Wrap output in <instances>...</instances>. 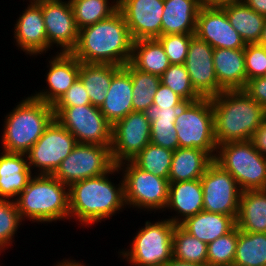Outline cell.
Segmentation results:
<instances>
[{"instance_id":"obj_1","label":"cell","mask_w":266,"mask_h":266,"mask_svg":"<svg viewBox=\"0 0 266 266\" xmlns=\"http://www.w3.org/2000/svg\"><path fill=\"white\" fill-rule=\"evenodd\" d=\"M120 173L115 165L107 173L71 184L69 186V222L70 219H74L80 222L82 227H89L110 219L127 208L123 177L116 185L109 177Z\"/></svg>"},{"instance_id":"obj_2","label":"cell","mask_w":266,"mask_h":266,"mask_svg":"<svg viewBox=\"0 0 266 266\" xmlns=\"http://www.w3.org/2000/svg\"><path fill=\"white\" fill-rule=\"evenodd\" d=\"M132 36L123 15L117 10L110 17L79 30V39L71 52L82 63L125 66L130 62Z\"/></svg>"},{"instance_id":"obj_3","label":"cell","mask_w":266,"mask_h":266,"mask_svg":"<svg viewBox=\"0 0 266 266\" xmlns=\"http://www.w3.org/2000/svg\"><path fill=\"white\" fill-rule=\"evenodd\" d=\"M217 146L251 140L266 118V110L243 89L224 90L211 98Z\"/></svg>"},{"instance_id":"obj_4","label":"cell","mask_w":266,"mask_h":266,"mask_svg":"<svg viewBox=\"0 0 266 266\" xmlns=\"http://www.w3.org/2000/svg\"><path fill=\"white\" fill-rule=\"evenodd\" d=\"M14 201L23 221L44 224L69 220V186L53 175H34Z\"/></svg>"},{"instance_id":"obj_5","label":"cell","mask_w":266,"mask_h":266,"mask_svg":"<svg viewBox=\"0 0 266 266\" xmlns=\"http://www.w3.org/2000/svg\"><path fill=\"white\" fill-rule=\"evenodd\" d=\"M54 119L52 105L32 95L24 97L3 119L2 150L27 154Z\"/></svg>"},{"instance_id":"obj_6","label":"cell","mask_w":266,"mask_h":266,"mask_svg":"<svg viewBox=\"0 0 266 266\" xmlns=\"http://www.w3.org/2000/svg\"><path fill=\"white\" fill-rule=\"evenodd\" d=\"M175 224L168 218L145 221L132 238L129 248L118 254L131 266H164L173 257V232Z\"/></svg>"},{"instance_id":"obj_7","label":"cell","mask_w":266,"mask_h":266,"mask_svg":"<svg viewBox=\"0 0 266 266\" xmlns=\"http://www.w3.org/2000/svg\"><path fill=\"white\" fill-rule=\"evenodd\" d=\"M213 161L235 178L242 191L266 189V157L251 140L218 145Z\"/></svg>"},{"instance_id":"obj_8","label":"cell","mask_w":266,"mask_h":266,"mask_svg":"<svg viewBox=\"0 0 266 266\" xmlns=\"http://www.w3.org/2000/svg\"><path fill=\"white\" fill-rule=\"evenodd\" d=\"M175 125L179 147L201 149L214 159L217 142L211 98L186 102L178 112Z\"/></svg>"},{"instance_id":"obj_9","label":"cell","mask_w":266,"mask_h":266,"mask_svg":"<svg viewBox=\"0 0 266 266\" xmlns=\"http://www.w3.org/2000/svg\"><path fill=\"white\" fill-rule=\"evenodd\" d=\"M124 180L125 203L128 208L146 212H164L169 193V180L138 168L132 161L117 165Z\"/></svg>"},{"instance_id":"obj_10","label":"cell","mask_w":266,"mask_h":266,"mask_svg":"<svg viewBox=\"0 0 266 266\" xmlns=\"http://www.w3.org/2000/svg\"><path fill=\"white\" fill-rule=\"evenodd\" d=\"M53 110L55 119L76 138L77 143L111 147L112 125L98 107L89 104Z\"/></svg>"},{"instance_id":"obj_11","label":"cell","mask_w":266,"mask_h":266,"mask_svg":"<svg viewBox=\"0 0 266 266\" xmlns=\"http://www.w3.org/2000/svg\"><path fill=\"white\" fill-rule=\"evenodd\" d=\"M115 166L111 149L95 144H77L61 161L53 176L61 183L71 184L109 172Z\"/></svg>"},{"instance_id":"obj_12","label":"cell","mask_w":266,"mask_h":266,"mask_svg":"<svg viewBox=\"0 0 266 266\" xmlns=\"http://www.w3.org/2000/svg\"><path fill=\"white\" fill-rule=\"evenodd\" d=\"M77 144L76 138L54 119L26 154L28 166L35 175H53Z\"/></svg>"},{"instance_id":"obj_13","label":"cell","mask_w":266,"mask_h":266,"mask_svg":"<svg viewBox=\"0 0 266 266\" xmlns=\"http://www.w3.org/2000/svg\"><path fill=\"white\" fill-rule=\"evenodd\" d=\"M200 180L203 210L237 219L242 190L235 178L213 161Z\"/></svg>"},{"instance_id":"obj_14","label":"cell","mask_w":266,"mask_h":266,"mask_svg":"<svg viewBox=\"0 0 266 266\" xmlns=\"http://www.w3.org/2000/svg\"><path fill=\"white\" fill-rule=\"evenodd\" d=\"M151 140V122L144 112L132 111L112 126L111 157L115 165L131 161Z\"/></svg>"},{"instance_id":"obj_15","label":"cell","mask_w":266,"mask_h":266,"mask_svg":"<svg viewBox=\"0 0 266 266\" xmlns=\"http://www.w3.org/2000/svg\"><path fill=\"white\" fill-rule=\"evenodd\" d=\"M42 8L48 40V51L56 45L59 53H71L79 39V29L69 0H47L37 3Z\"/></svg>"},{"instance_id":"obj_16","label":"cell","mask_w":266,"mask_h":266,"mask_svg":"<svg viewBox=\"0 0 266 266\" xmlns=\"http://www.w3.org/2000/svg\"><path fill=\"white\" fill-rule=\"evenodd\" d=\"M213 52L214 48L204 40L196 35L191 38L184 65L193 88L202 98H212L224 91L217 81Z\"/></svg>"},{"instance_id":"obj_17","label":"cell","mask_w":266,"mask_h":266,"mask_svg":"<svg viewBox=\"0 0 266 266\" xmlns=\"http://www.w3.org/2000/svg\"><path fill=\"white\" fill-rule=\"evenodd\" d=\"M164 0H118L132 39H157L161 36Z\"/></svg>"},{"instance_id":"obj_18","label":"cell","mask_w":266,"mask_h":266,"mask_svg":"<svg viewBox=\"0 0 266 266\" xmlns=\"http://www.w3.org/2000/svg\"><path fill=\"white\" fill-rule=\"evenodd\" d=\"M195 35L214 49H241L246 46L221 7L200 8Z\"/></svg>"},{"instance_id":"obj_19","label":"cell","mask_w":266,"mask_h":266,"mask_svg":"<svg viewBox=\"0 0 266 266\" xmlns=\"http://www.w3.org/2000/svg\"><path fill=\"white\" fill-rule=\"evenodd\" d=\"M48 60L49 68L45 74L46 89L31 95L48 105H54L78 78L80 61L72 53L58 51ZM48 87V88H47Z\"/></svg>"},{"instance_id":"obj_20","label":"cell","mask_w":266,"mask_h":266,"mask_svg":"<svg viewBox=\"0 0 266 266\" xmlns=\"http://www.w3.org/2000/svg\"><path fill=\"white\" fill-rule=\"evenodd\" d=\"M14 24L13 39L25 55L40 56L48 53V40L42 8L37 3H27Z\"/></svg>"},{"instance_id":"obj_21","label":"cell","mask_w":266,"mask_h":266,"mask_svg":"<svg viewBox=\"0 0 266 266\" xmlns=\"http://www.w3.org/2000/svg\"><path fill=\"white\" fill-rule=\"evenodd\" d=\"M169 209L176 213L168 218L175 225H180L187 218L201 212L203 210L201 180L170 182L168 201L164 211Z\"/></svg>"},{"instance_id":"obj_22","label":"cell","mask_w":266,"mask_h":266,"mask_svg":"<svg viewBox=\"0 0 266 266\" xmlns=\"http://www.w3.org/2000/svg\"><path fill=\"white\" fill-rule=\"evenodd\" d=\"M0 199L15 200L34 176L26 154L0 152Z\"/></svg>"},{"instance_id":"obj_23","label":"cell","mask_w":266,"mask_h":266,"mask_svg":"<svg viewBox=\"0 0 266 266\" xmlns=\"http://www.w3.org/2000/svg\"><path fill=\"white\" fill-rule=\"evenodd\" d=\"M132 97L131 75L121 67L113 75L107 96L99 108L112 126L133 111Z\"/></svg>"},{"instance_id":"obj_24","label":"cell","mask_w":266,"mask_h":266,"mask_svg":"<svg viewBox=\"0 0 266 266\" xmlns=\"http://www.w3.org/2000/svg\"><path fill=\"white\" fill-rule=\"evenodd\" d=\"M218 84L224 90L244 89L247 84L244 48H217L213 52Z\"/></svg>"},{"instance_id":"obj_25","label":"cell","mask_w":266,"mask_h":266,"mask_svg":"<svg viewBox=\"0 0 266 266\" xmlns=\"http://www.w3.org/2000/svg\"><path fill=\"white\" fill-rule=\"evenodd\" d=\"M200 0H164L161 35L195 34Z\"/></svg>"},{"instance_id":"obj_26","label":"cell","mask_w":266,"mask_h":266,"mask_svg":"<svg viewBox=\"0 0 266 266\" xmlns=\"http://www.w3.org/2000/svg\"><path fill=\"white\" fill-rule=\"evenodd\" d=\"M180 226L190 235L208 245L231 232L236 227V219L232 216L202 210L187 218Z\"/></svg>"},{"instance_id":"obj_27","label":"cell","mask_w":266,"mask_h":266,"mask_svg":"<svg viewBox=\"0 0 266 266\" xmlns=\"http://www.w3.org/2000/svg\"><path fill=\"white\" fill-rule=\"evenodd\" d=\"M213 158L198 148H177L172 157L169 182L200 179Z\"/></svg>"},{"instance_id":"obj_28","label":"cell","mask_w":266,"mask_h":266,"mask_svg":"<svg viewBox=\"0 0 266 266\" xmlns=\"http://www.w3.org/2000/svg\"><path fill=\"white\" fill-rule=\"evenodd\" d=\"M236 226L244 232L266 233V189L242 191Z\"/></svg>"},{"instance_id":"obj_29","label":"cell","mask_w":266,"mask_h":266,"mask_svg":"<svg viewBox=\"0 0 266 266\" xmlns=\"http://www.w3.org/2000/svg\"><path fill=\"white\" fill-rule=\"evenodd\" d=\"M180 108H159L157 105L152 104L144 112L151 122V143L172 151L179 148L175 119Z\"/></svg>"},{"instance_id":"obj_30","label":"cell","mask_w":266,"mask_h":266,"mask_svg":"<svg viewBox=\"0 0 266 266\" xmlns=\"http://www.w3.org/2000/svg\"><path fill=\"white\" fill-rule=\"evenodd\" d=\"M120 68L118 65L80 62L78 78L85 86L92 105L101 107L112 77Z\"/></svg>"},{"instance_id":"obj_31","label":"cell","mask_w":266,"mask_h":266,"mask_svg":"<svg viewBox=\"0 0 266 266\" xmlns=\"http://www.w3.org/2000/svg\"><path fill=\"white\" fill-rule=\"evenodd\" d=\"M232 27L240 34L245 44L258 43L266 17L258 14L242 0L221 6Z\"/></svg>"},{"instance_id":"obj_32","label":"cell","mask_w":266,"mask_h":266,"mask_svg":"<svg viewBox=\"0 0 266 266\" xmlns=\"http://www.w3.org/2000/svg\"><path fill=\"white\" fill-rule=\"evenodd\" d=\"M130 63L140 71L157 76H161L171 65L157 39L135 40Z\"/></svg>"},{"instance_id":"obj_33","label":"cell","mask_w":266,"mask_h":266,"mask_svg":"<svg viewBox=\"0 0 266 266\" xmlns=\"http://www.w3.org/2000/svg\"><path fill=\"white\" fill-rule=\"evenodd\" d=\"M233 266H266V233L238 229Z\"/></svg>"},{"instance_id":"obj_34","label":"cell","mask_w":266,"mask_h":266,"mask_svg":"<svg viewBox=\"0 0 266 266\" xmlns=\"http://www.w3.org/2000/svg\"><path fill=\"white\" fill-rule=\"evenodd\" d=\"M132 79L133 111L145 112L152 104L161 80L160 76L136 69L130 62L123 66Z\"/></svg>"},{"instance_id":"obj_35","label":"cell","mask_w":266,"mask_h":266,"mask_svg":"<svg viewBox=\"0 0 266 266\" xmlns=\"http://www.w3.org/2000/svg\"><path fill=\"white\" fill-rule=\"evenodd\" d=\"M78 29L110 17L118 10V0H69Z\"/></svg>"},{"instance_id":"obj_36","label":"cell","mask_w":266,"mask_h":266,"mask_svg":"<svg viewBox=\"0 0 266 266\" xmlns=\"http://www.w3.org/2000/svg\"><path fill=\"white\" fill-rule=\"evenodd\" d=\"M208 245L190 235L180 225L173 232V257L199 265H207Z\"/></svg>"},{"instance_id":"obj_37","label":"cell","mask_w":266,"mask_h":266,"mask_svg":"<svg viewBox=\"0 0 266 266\" xmlns=\"http://www.w3.org/2000/svg\"><path fill=\"white\" fill-rule=\"evenodd\" d=\"M174 151L149 143L131 161L141 170L168 179Z\"/></svg>"},{"instance_id":"obj_38","label":"cell","mask_w":266,"mask_h":266,"mask_svg":"<svg viewBox=\"0 0 266 266\" xmlns=\"http://www.w3.org/2000/svg\"><path fill=\"white\" fill-rule=\"evenodd\" d=\"M161 83L182 97L186 102H194L202 97L193 88L184 64H171L160 76Z\"/></svg>"},{"instance_id":"obj_39","label":"cell","mask_w":266,"mask_h":266,"mask_svg":"<svg viewBox=\"0 0 266 266\" xmlns=\"http://www.w3.org/2000/svg\"><path fill=\"white\" fill-rule=\"evenodd\" d=\"M238 227L208 244L207 266H233Z\"/></svg>"},{"instance_id":"obj_40","label":"cell","mask_w":266,"mask_h":266,"mask_svg":"<svg viewBox=\"0 0 266 266\" xmlns=\"http://www.w3.org/2000/svg\"><path fill=\"white\" fill-rule=\"evenodd\" d=\"M22 221L15 201L0 199V254L13 245Z\"/></svg>"},{"instance_id":"obj_41","label":"cell","mask_w":266,"mask_h":266,"mask_svg":"<svg viewBox=\"0 0 266 266\" xmlns=\"http://www.w3.org/2000/svg\"><path fill=\"white\" fill-rule=\"evenodd\" d=\"M194 35L195 34H166L161 35L157 40L161 43L171 64H185L188 47Z\"/></svg>"},{"instance_id":"obj_42","label":"cell","mask_w":266,"mask_h":266,"mask_svg":"<svg viewBox=\"0 0 266 266\" xmlns=\"http://www.w3.org/2000/svg\"><path fill=\"white\" fill-rule=\"evenodd\" d=\"M247 81L266 74V47L254 43L244 48Z\"/></svg>"},{"instance_id":"obj_43","label":"cell","mask_w":266,"mask_h":266,"mask_svg":"<svg viewBox=\"0 0 266 266\" xmlns=\"http://www.w3.org/2000/svg\"><path fill=\"white\" fill-rule=\"evenodd\" d=\"M91 104L86 88L77 78L66 93L53 105V108H66L77 105Z\"/></svg>"},{"instance_id":"obj_44","label":"cell","mask_w":266,"mask_h":266,"mask_svg":"<svg viewBox=\"0 0 266 266\" xmlns=\"http://www.w3.org/2000/svg\"><path fill=\"white\" fill-rule=\"evenodd\" d=\"M186 101L169 87L160 83L153 98V104L159 108L182 107Z\"/></svg>"},{"instance_id":"obj_45","label":"cell","mask_w":266,"mask_h":266,"mask_svg":"<svg viewBox=\"0 0 266 266\" xmlns=\"http://www.w3.org/2000/svg\"><path fill=\"white\" fill-rule=\"evenodd\" d=\"M243 90L266 110V78L264 76L247 81Z\"/></svg>"},{"instance_id":"obj_46","label":"cell","mask_w":266,"mask_h":266,"mask_svg":"<svg viewBox=\"0 0 266 266\" xmlns=\"http://www.w3.org/2000/svg\"><path fill=\"white\" fill-rule=\"evenodd\" d=\"M251 142L254 147L266 157V118L263 120L261 125L257 128L251 138Z\"/></svg>"},{"instance_id":"obj_47","label":"cell","mask_w":266,"mask_h":266,"mask_svg":"<svg viewBox=\"0 0 266 266\" xmlns=\"http://www.w3.org/2000/svg\"><path fill=\"white\" fill-rule=\"evenodd\" d=\"M247 6L258 14L266 17V0H242Z\"/></svg>"},{"instance_id":"obj_48","label":"cell","mask_w":266,"mask_h":266,"mask_svg":"<svg viewBox=\"0 0 266 266\" xmlns=\"http://www.w3.org/2000/svg\"><path fill=\"white\" fill-rule=\"evenodd\" d=\"M241 0H200L202 6L205 7H221L226 4L235 3Z\"/></svg>"},{"instance_id":"obj_49","label":"cell","mask_w":266,"mask_h":266,"mask_svg":"<svg viewBox=\"0 0 266 266\" xmlns=\"http://www.w3.org/2000/svg\"><path fill=\"white\" fill-rule=\"evenodd\" d=\"M164 266H207V265H199L191 262H185L172 257Z\"/></svg>"},{"instance_id":"obj_50","label":"cell","mask_w":266,"mask_h":266,"mask_svg":"<svg viewBox=\"0 0 266 266\" xmlns=\"http://www.w3.org/2000/svg\"><path fill=\"white\" fill-rule=\"evenodd\" d=\"M56 265L54 266H86L85 264H83L84 262H80V261H76L74 259H63L59 262L56 261Z\"/></svg>"},{"instance_id":"obj_51","label":"cell","mask_w":266,"mask_h":266,"mask_svg":"<svg viewBox=\"0 0 266 266\" xmlns=\"http://www.w3.org/2000/svg\"><path fill=\"white\" fill-rule=\"evenodd\" d=\"M258 44L266 47V20H265V24H264V27H263V30H262V35L260 37V40H259Z\"/></svg>"},{"instance_id":"obj_52","label":"cell","mask_w":266,"mask_h":266,"mask_svg":"<svg viewBox=\"0 0 266 266\" xmlns=\"http://www.w3.org/2000/svg\"><path fill=\"white\" fill-rule=\"evenodd\" d=\"M29 3H38V2H41V1H47V0H28Z\"/></svg>"}]
</instances>
